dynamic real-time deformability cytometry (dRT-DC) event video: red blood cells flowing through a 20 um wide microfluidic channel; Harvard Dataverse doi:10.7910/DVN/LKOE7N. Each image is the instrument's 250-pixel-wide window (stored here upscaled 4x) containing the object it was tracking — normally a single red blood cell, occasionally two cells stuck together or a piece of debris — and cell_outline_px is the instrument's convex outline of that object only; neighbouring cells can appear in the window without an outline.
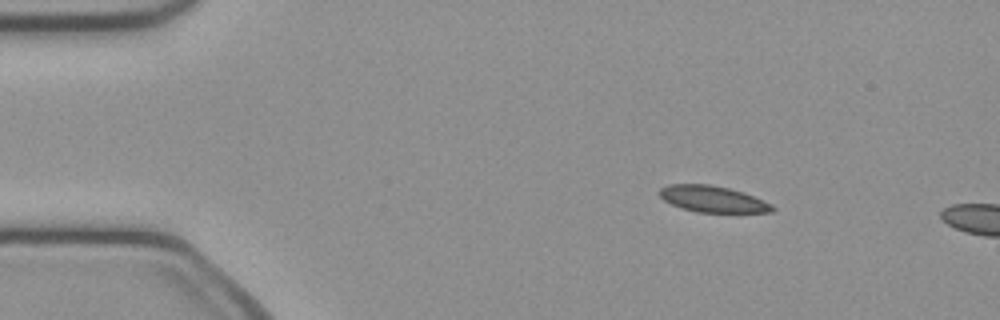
{"species": "common noctule bat (a hibernating species)", "species_latin": "Nyctalus noctula", "temperature_condition": "cold", "stored_images_in_passage": 5, "camera_frame_rate_fps": 3000, "um_per_image_px": 0.085, "animal": {"sex": "female", "body_mass_g": 21.9}, "frame": {"image": 1, "passage_image": 1, "time_ms": 0.0, "image_size_px": [1000, 320], "cell_outline_px": [[776, 208], [772, 212], [696, 212], [672, 204], [664, 200], [660, 196], [660, 188], [668, 184], [708, 184], [728, 188], [744, 192], [772, 204]], "centroid_in_image_um": [60.6, 16.91], "position_along_channel_um": 24.4, "area_um2": 17.17}}